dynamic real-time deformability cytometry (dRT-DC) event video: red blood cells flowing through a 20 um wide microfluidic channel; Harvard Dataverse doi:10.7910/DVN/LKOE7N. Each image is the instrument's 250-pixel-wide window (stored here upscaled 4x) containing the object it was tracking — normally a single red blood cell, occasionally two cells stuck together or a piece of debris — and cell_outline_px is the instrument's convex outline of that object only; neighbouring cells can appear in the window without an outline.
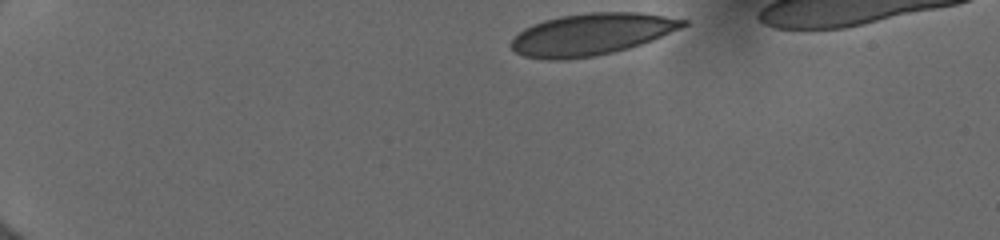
{"species": "human", "species_latin": "Homo sapiens", "temperature_condition": "cold", "stored_images_in_passage": 38, "camera_frame_rate_fps": 3000, "um_per_image_px": 0.085, "donor": {"sex": "female"}, "frame": {"image": 1, "passage_image": 1, "time_ms": 0.0, "image_size_px": [1000, 240], "cell_outline_px": [[688, 24], [680, 28], [652, 40], [628, 48], [596, 56], [564, 60], [548, 60], [524, 56], [516, 52], [512, 48], [512, 40], [524, 28], [532, 24], [544, 20], [560, 16], [588, 12], [640, 12], [688, 20]], "centroid_in_image_um": [50.27, 2.91], "position_along_channel_um": 34.7, "area_um2": 41.67}}
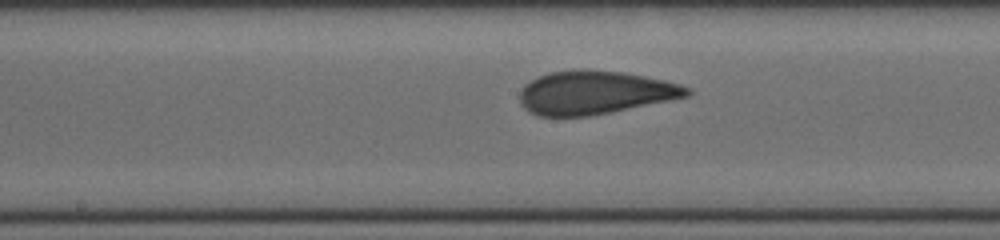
{"frame": {"image": 2, "passage_image": 20, "time_ms": 6.333, "image_size_px": [1000, 240], "cell_outline_px": [[692, 92], [688, 96], [588, 116], [540, 116], [528, 112], [520, 104], [520, 88], [524, 84], [540, 76], [552, 72], [580, 68], [588, 68], [624, 72], [664, 80], [680, 84], [692, 88]], "centroid_in_image_um": [50.53, 7.85], "position_along_channel_um": 197.7, "area_um2": 42.31}}
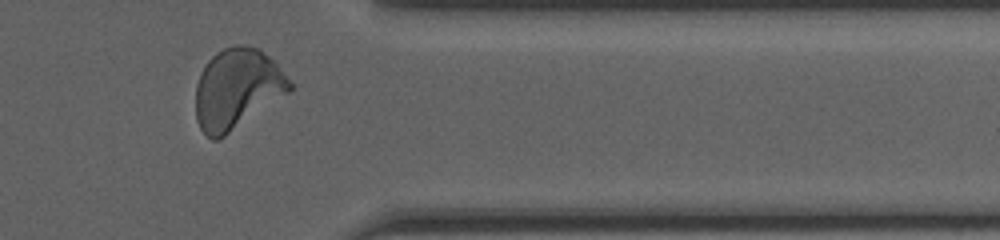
{"frame": {"image": 3, "passage_image": 35, "time_ms": 11.333, "image_size_px": [1000, 240], "cell_outline_px": [[292, 88], [288, 92], [224, 136], [216, 140], [212, 140], [200, 128], [196, 120], [196, 84], [200, 72], [208, 60], [216, 52], [224, 48], [236, 44], [244, 44], [256, 48], [268, 56], [276, 64], [292, 84]], "centroid_in_image_um": [20.1, 7.53], "position_along_channel_um": 391.3, "area_um2": 43.29}, "authors_computed_cell_mechanics": {"area_um2": 42.3385, "velocity_mm_per_s": 3.9845, "shape_relaxation_time_tau1_ms": 8.0217, "shape_relaxation_time_tau2_ms": 0.7948, "deformation_change_tau1": 0.2061, "deformation_change_tau2": 0.0584}}